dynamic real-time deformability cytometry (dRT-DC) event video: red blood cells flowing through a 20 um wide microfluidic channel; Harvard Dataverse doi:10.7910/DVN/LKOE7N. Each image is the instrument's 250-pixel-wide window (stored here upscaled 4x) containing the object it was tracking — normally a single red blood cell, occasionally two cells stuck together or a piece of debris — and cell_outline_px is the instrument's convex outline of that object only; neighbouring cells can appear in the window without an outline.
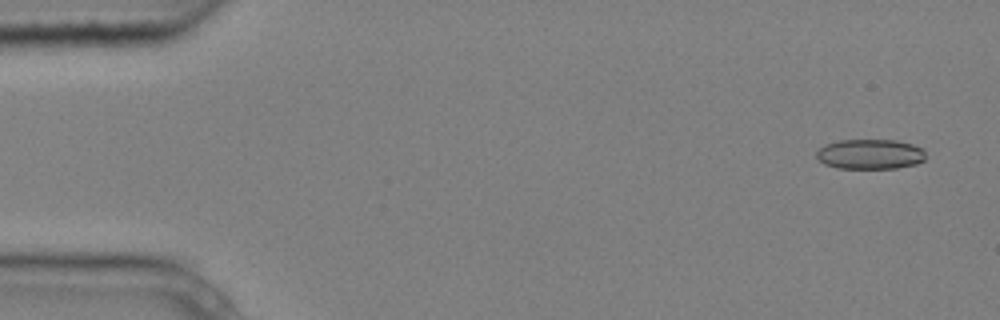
{"species": "common noctule bat (a hibernating species)", "species_latin": "Nyctalus noctula", "temperature_condition": "cold", "stored_images_in_passage": 5, "camera_frame_rate_fps": 3000, "um_per_image_px": 0.085, "animal": {"sex": "male", "body_mass_g": 20.4}, "frame": {"image": 1, "passage_image": 1, "time_ms": 0.0, "image_size_px": [1000, 320], "cell_outline_px": [[924, 160], [916, 164], [896, 168], [836, 168], [824, 164], [816, 156], [816, 152], [824, 144], [840, 140], [896, 140], [912, 144], [924, 148]], "centroid_in_image_um": [73.95, 13.1], "position_along_channel_um": 11.0, "area_um2": 19.13}}
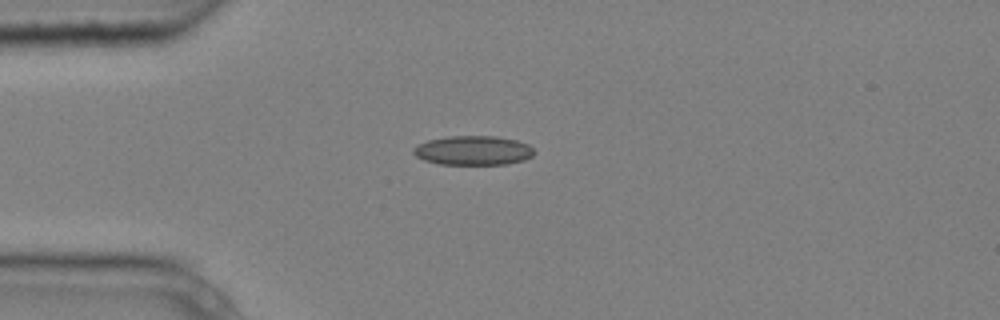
{"frame": {"image": 2, "passage_image": 4, "time_ms": 1.0, "image_size_px": [1000, 320], "cell_outline_px": [[536, 152], [532, 156], [524, 160], [508, 164], [440, 164], [424, 160], [416, 156], [412, 152], [412, 148], [416, 144], [428, 140], [448, 136], [496, 136], [516, 140], [528, 144]], "centroid_in_image_um": [40.21, 12.78], "position_along_channel_um": 44.8, "area_um2": 20.75}}
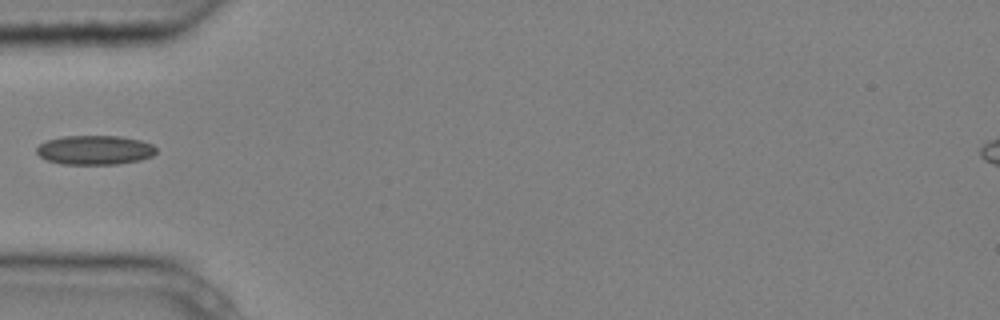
{"frame": {"image": 3, "passage_image": 5, "time_ms": 1.333, "image_size_px": [1000, 320], "cell_outline_px": [[156, 152], [152, 156], [140, 160], [116, 164], [60, 164], [48, 160], [40, 156], [36, 152], [36, 148], [40, 144], [48, 140], [64, 136], [120, 136], [140, 140], [152, 144], [156, 148]], "centroid_in_image_um": [8.07, 12.75], "position_along_channel_um": 76.9, "area_um2": 20.35}}